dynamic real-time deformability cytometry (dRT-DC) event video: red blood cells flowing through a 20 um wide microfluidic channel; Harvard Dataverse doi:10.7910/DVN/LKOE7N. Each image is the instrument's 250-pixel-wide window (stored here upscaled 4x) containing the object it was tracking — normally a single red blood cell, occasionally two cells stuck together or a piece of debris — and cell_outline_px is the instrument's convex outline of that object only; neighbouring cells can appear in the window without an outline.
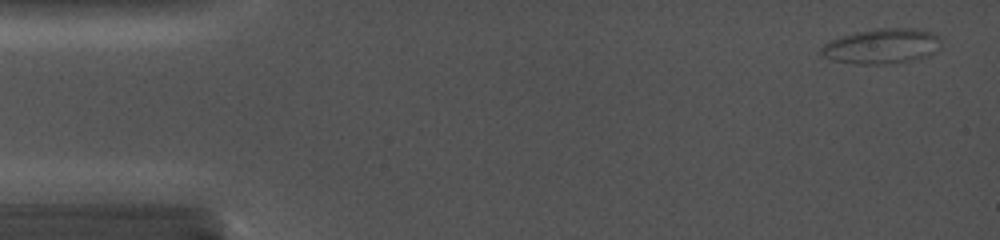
{"species": "common noctule bat (a hibernating species)", "species_latin": "Nyctalus noctula", "temperature_condition": "cold", "stored_images_in_passage": 90, "camera_frame_rate_fps": 5000, "um_per_image_px": 0.085, "animal": {"sex": "female", "body_mass_g": 19.0, "forearm_length_mm": 56.7}, "frame": {"image": 1, "passage_image": 5, "time_ms": 0.6, "image_size_px": [1000, 240], "cell_outline_px": [[940, 40], [936, 52], [928, 56], [908, 60], [884, 64], [856, 64], [832, 60], [824, 56], [820, 52], [820, 48], [824, 44], [840, 36], [856, 32], [876, 28], [920, 28], [932, 32], [940, 36]], "centroid_in_image_um": [74.96, 3.91], "position_along_channel_um": 10.0, "area_um2": 24.51}}
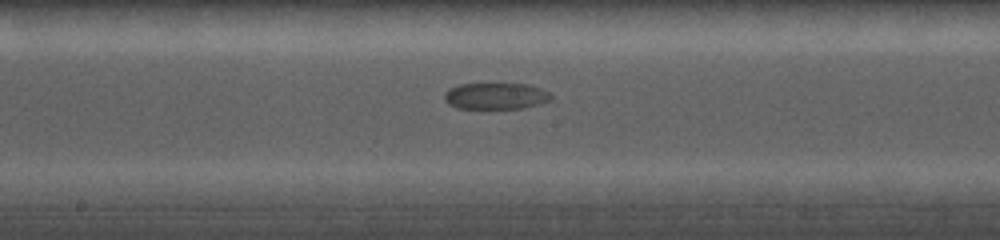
{"frame": {"image": 2, "passage_image": 48, "time_ms": 9.8, "image_size_px": [1000, 240], "cell_outline_px": [[552, 100], [540, 104], [524, 108], [456, 108], [448, 104], [444, 100], [444, 92], [448, 88], [460, 84], [528, 84], [540, 88], [548, 92], [552, 96]], "centroid_in_image_um": [42.12, 8.16], "position_along_channel_um": 206.1, "area_um2": 16.53}}
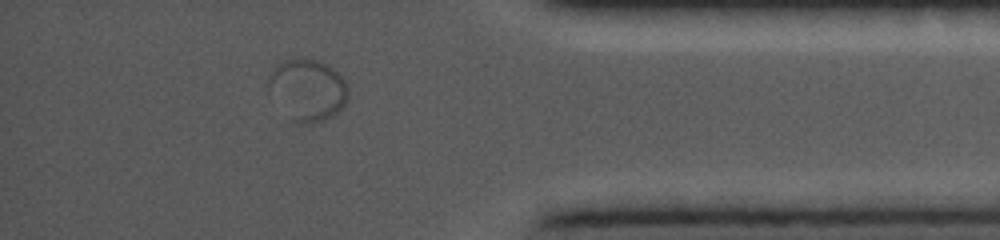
{"frame": {"image": 3, "passage_image": 80, "time_ms": 16.0, "image_size_px": [1000, 240], "cell_outline_px": [[348, 100], [344, 108], [332, 116], [324, 120], [300, 124], [292, 120], [268, 88], [268, 76], [276, 64], [280, 60], [292, 56], [308, 56], [320, 60], [328, 64], [344, 80], [348, 88]], "centroid_in_image_um": [26.16, 7.56], "position_along_channel_um": 409.0, "area_um2": 29.07}}